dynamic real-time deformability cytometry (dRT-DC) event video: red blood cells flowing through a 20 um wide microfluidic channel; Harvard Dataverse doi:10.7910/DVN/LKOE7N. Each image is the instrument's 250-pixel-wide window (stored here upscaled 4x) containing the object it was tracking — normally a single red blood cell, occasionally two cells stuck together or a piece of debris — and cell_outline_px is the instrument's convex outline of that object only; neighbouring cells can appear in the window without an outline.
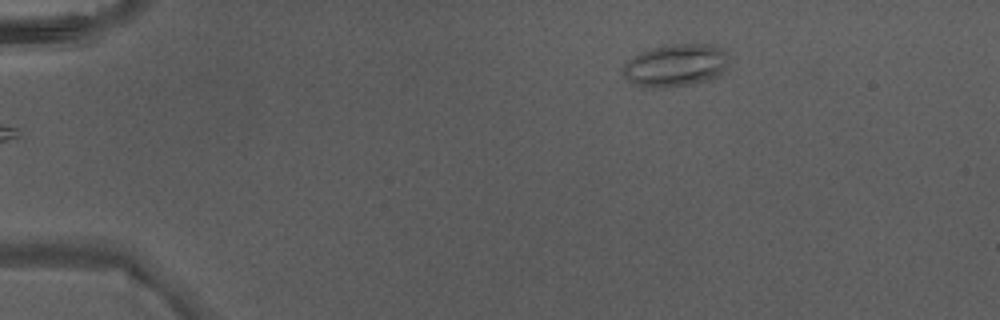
{"species": "Egyptian fruit bat (a non-hibernating species)", "species_latin": "Rousettus aegyptiacus", "temperature_condition": "warm", "stored_images_in_passage": 5, "camera_frame_rate_fps": 3000, "um_per_image_px": 0.085, "animal": {"sex": "male"}, "frame": {"image": 1, "passage_image": 5, "time_ms": 1.333, "image_size_px": [1000, 320], "cell_outline_px": [[728, 64], [724, 72], [720, 76], [712, 80], [688, 84], [656, 88], [632, 84], [624, 76], [620, 68], [632, 56], [640, 52], [664, 44], [716, 44], [724, 48], [728, 52]], "centroid_in_image_um": [57.46, 5.53], "position_along_channel_um": 27.5, "area_um2": 26.88}}